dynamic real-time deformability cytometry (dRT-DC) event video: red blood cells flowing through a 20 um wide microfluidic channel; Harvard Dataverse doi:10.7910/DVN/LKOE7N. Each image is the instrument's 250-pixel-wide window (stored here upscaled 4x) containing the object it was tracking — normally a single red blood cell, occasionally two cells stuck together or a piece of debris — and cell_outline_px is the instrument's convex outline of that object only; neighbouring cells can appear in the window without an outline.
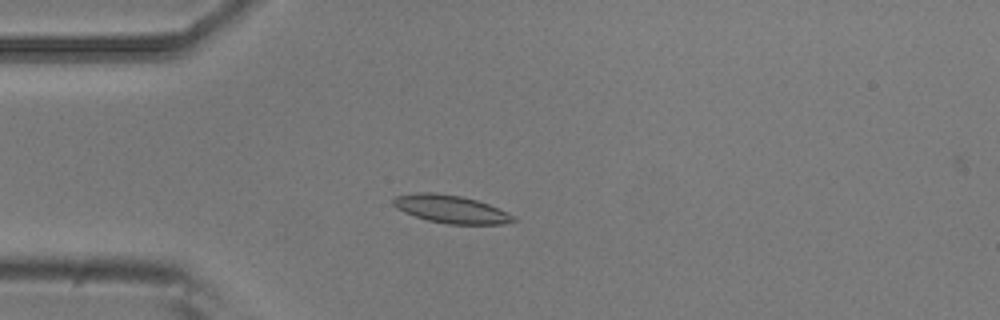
{"species": "common noctule bat (a hibernating species)", "species_latin": "Nyctalus noctula", "temperature_condition": "room temperature", "stored_images_in_passage": 4, "camera_frame_rate_fps": 3000, "um_per_image_px": 0.085, "animal": {"sex": "male", "body_mass_g": 20.5, "forearm_length_mm": 52.5}, "frame": {"image": 1, "passage_image": 4, "time_ms": 1.0, "image_size_px": [1000, 320], "cell_outline_px": [[516, 220], [504, 224], [448, 224], [428, 220], [404, 212], [396, 208], [392, 204], [392, 200], [396, 196], [412, 192], [436, 192], [460, 196], [476, 200], [488, 204], [516, 216]], "centroid_in_image_um": [38.3, 17.77], "position_along_channel_um": 46.7, "area_um2": 19.54}}